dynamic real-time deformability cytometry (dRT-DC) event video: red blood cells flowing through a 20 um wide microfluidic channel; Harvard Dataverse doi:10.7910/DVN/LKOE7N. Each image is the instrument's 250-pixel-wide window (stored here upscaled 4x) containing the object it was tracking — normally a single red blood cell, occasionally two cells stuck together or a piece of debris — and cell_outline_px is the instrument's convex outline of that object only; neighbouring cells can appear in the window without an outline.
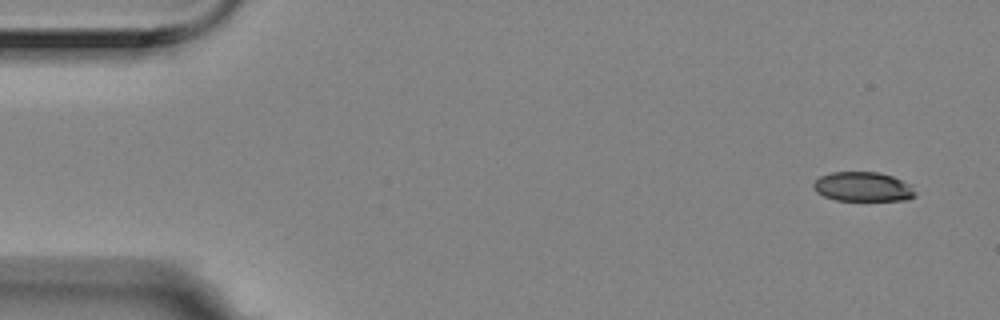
{"species": "Egyptian fruit bat (a non-hibernating species)", "species_latin": "Rousettus aegyptiacus", "temperature_condition": "room temperature", "stored_images_in_passage": 6, "camera_frame_rate_fps": 3000, "um_per_image_px": 0.085, "animal": {"sex": "female"}, "frame": {"image": 1, "passage_image": 1, "time_ms": 0.0, "image_size_px": [1000, 320], "cell_outline_px": [[916, 196], [908, 200], [836, 200], [824, 196], [816, 192], [812, 184], [820, 176], [832, 172], [880, 172], [892, 176], [908, 184], [916, 192]], "centroid_in_image_um": [73.34, 15.87], "position_along_channel_um": 11.7, "area_um2": 17.4}}
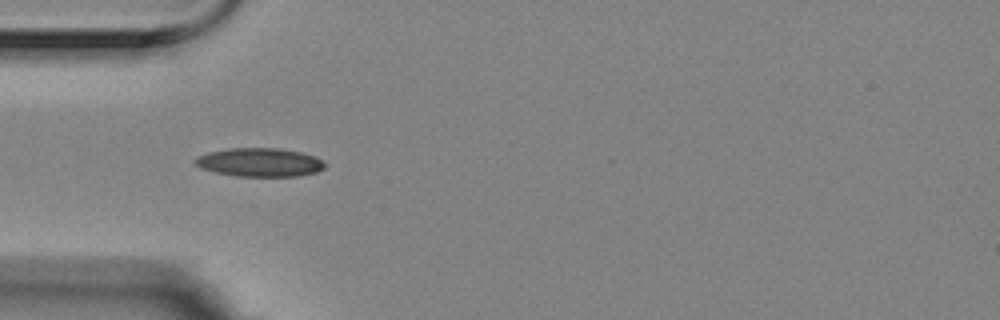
{"frame": {"image": 2, "passage_image": 5, "time_ms": 1.333, "image_size_px": [1000, 320], "cell_outline_px": [[328, 164], [324, 168], [316, 172], [300, 176], [236, 176], [216, 172], [200, 168], [192, 160], [196, 156], [208, 152], [228, 148], [280, 148], [300, 152], [316, 156]], "centroid_in_image_um": [22.08, 13.79], "position_along_channel_um": 62.9, "area_um2": 21.85}}
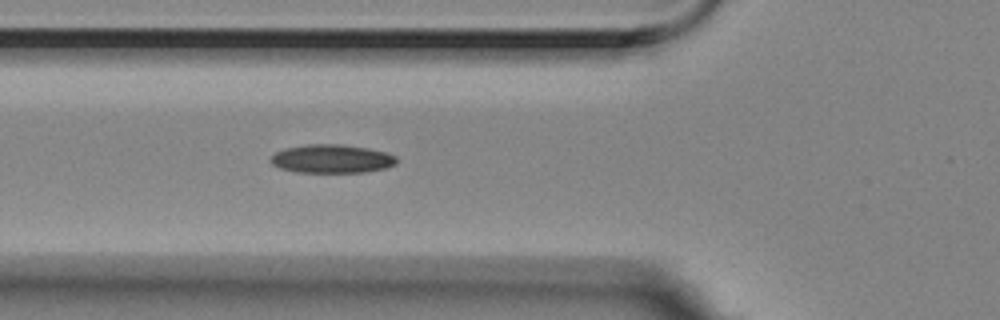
{"frame": {"image": 3, "passage_image": 6, "time_ms": 1.667, "image_size_px": [1000, 320], "cell_outline_px": [[396, 164], [384, 168], [364, 172], [296, 172], [280, 168], [272, 164], [268, 160], [276, 152], [284, 148], [308, 144], [340, 144], [368, 148], [388, 152], [396, 156]], "centroid_in_image_um": [28.19, 13.49], "position_along_channel_um": 97.6, "area_um2": 20.98}}